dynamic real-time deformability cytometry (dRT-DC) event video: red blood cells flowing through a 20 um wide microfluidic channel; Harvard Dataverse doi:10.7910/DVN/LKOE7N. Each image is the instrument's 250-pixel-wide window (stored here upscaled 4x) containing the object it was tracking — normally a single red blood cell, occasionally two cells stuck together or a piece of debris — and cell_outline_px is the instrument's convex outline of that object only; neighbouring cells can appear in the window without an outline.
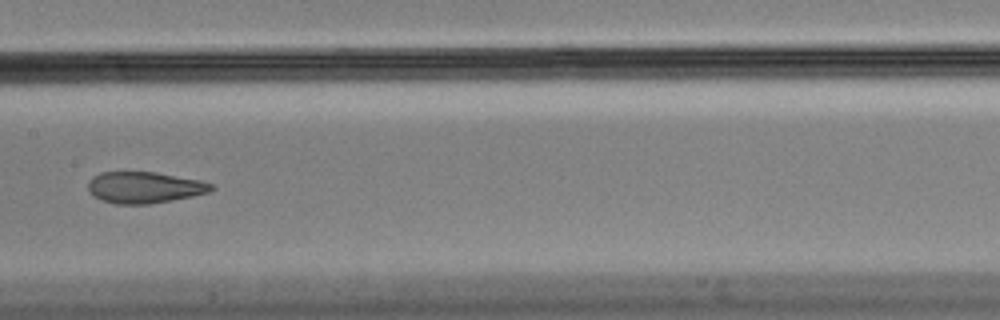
{"species": "Egyptian fruit bat (a non-hibernating species)", "species_latin": "Rousettus aegyptiacus", "temperature_condition": "cold", "stored_images_in_passage": 10, "camera_frame_rate_fps": 3000, "um_per_image_px": 0.085, "animal": {"sex": "male"}, "frame": {"image": 1, "passage_image": 5, "time_ms": 1.333, "image_size_px": [1000, 320], "cell_outline_px": [[216, 188], [208, 192], [192, 196], [172, 200], [148, 204], [116, 204], [100, 200], [92, 196], [88, 188], [88, 180], [92, 176], [100, 172], [156, 172], [200, 180], [212, 184]], "centroid_in_image_um": [12.24, 15.93], "position_along_channel_um": 195.2, "area_um2": 22.66}}
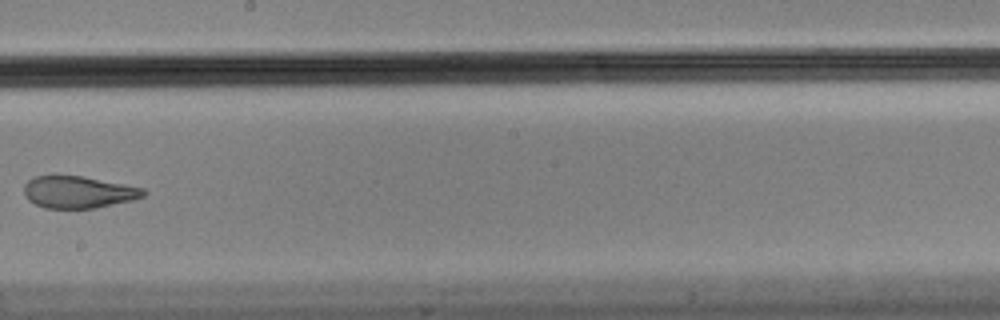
{"frame": {"image": 2, "passage_image": 6, "time_ms": 1.667, "image_size_px": [1000, 320], "cell_outline_px": [[144, 196], [132, 200], [96, 208], [44, 208], [28, 200], [24, 196], [24, 184], [32, 176], [84, 176], [144, 188]], "centroid_in_image_um": [6.62, 16.33], "position_along_channel_um": 241.6, "area_um2": 22.25}}
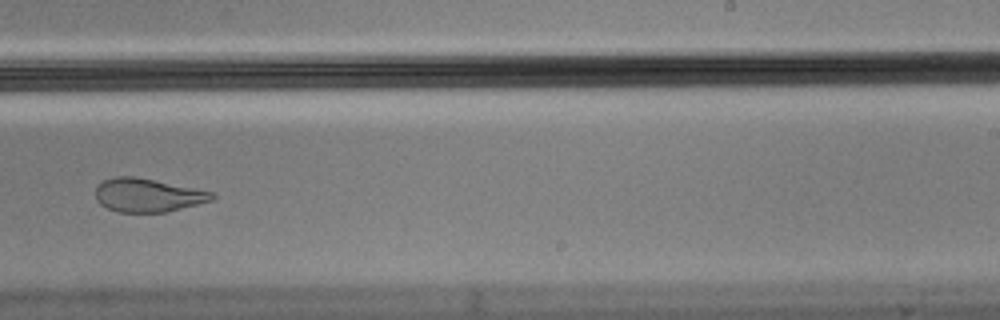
{"frame": {"image": 3, "passage_image": 7, "time_ms": 2.0, "image_size_px": [1000, 320], "cell_outline_px": [[216, 196], [212, 200], [164, 212], [116, 212], [100, 204], [96, 200], [96, 188], [104, 180], [116, 176], [136, 176], [212, 192]], "centroid_in_image_um": [12.51, 16.59], "position_along_channel_um": 276.5, "area_um2": 22.43}}